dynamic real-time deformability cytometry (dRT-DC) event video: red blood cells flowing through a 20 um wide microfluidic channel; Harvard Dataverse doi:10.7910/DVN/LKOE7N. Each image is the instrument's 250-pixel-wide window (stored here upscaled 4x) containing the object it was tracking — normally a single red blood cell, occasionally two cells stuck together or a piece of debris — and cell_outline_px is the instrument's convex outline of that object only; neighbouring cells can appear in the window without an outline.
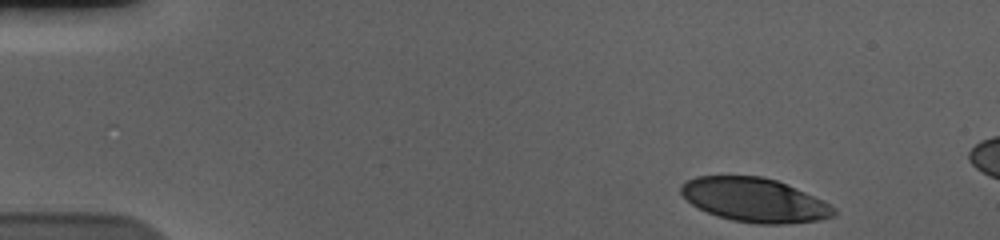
{"species": "human", "species_latin": "Homo sapiens", "temperature_condition": "cold", "stored_images_in_passage": 12, "camera_frame_rate_fps": 3000, "um_per_image_px": 0.085, "donor": {"sex": "male"}, "frame": {"image": 1, "passage_image": 1, "time_ms": 0.0, "image_size_px": [1000, 240], "cell_outline_px": [[836, 216], [820, 220], [784, 224], [756, 224], [732, 220], [716, 216], [692, 204], [680, 192], [680, 188], [688, 180], [696, 176], [760, 176], [776, 180], [796, 188], [824, 200], [836, 208]], "centroid_in_image_um": [64.19, 17.01], "position_along_channel_um": 20.8, "area_um2": 39.13}}